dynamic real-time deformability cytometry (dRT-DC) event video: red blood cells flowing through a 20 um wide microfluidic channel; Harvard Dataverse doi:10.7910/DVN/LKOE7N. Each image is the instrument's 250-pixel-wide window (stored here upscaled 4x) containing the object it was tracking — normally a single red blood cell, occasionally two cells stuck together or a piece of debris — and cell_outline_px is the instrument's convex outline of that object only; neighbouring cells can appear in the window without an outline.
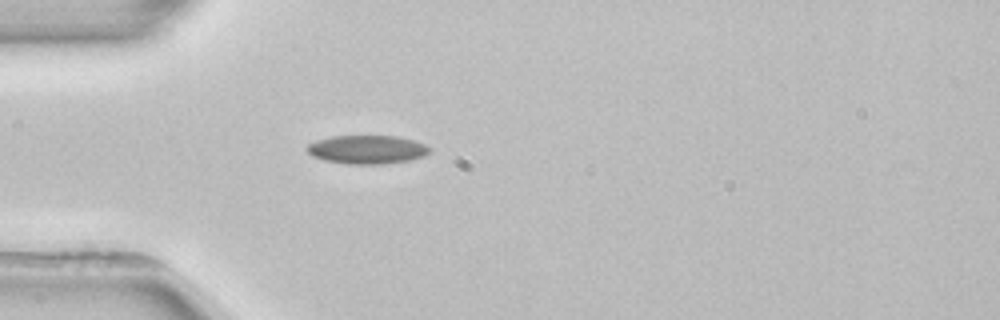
{"species": "common noctule bat (a hibernating species)", "species_latin": "Nyctalus noctula", "temperature_condition": "room temperature", "stored_images_in_passage": 1, "camera_frame_rate_fps": 3000, "um_per_image_px": 0.085, "animal": {"sex": "female", "body_mass_g": 22.7, "forearm_length_mm": 54.2}, "frame": {"image": 1, "passage_image": 1, "time_ms": 0.0, "image_size_px": [1000, 320], "cell_outline_px": [[432, 148], [424, 156], [408, 160], [384, 164], [348, 164], [324, 160], [312, 156], [304, 148], [308, 144], [316, 140], [332, 136], [396, 136], [412, 140], [424, 144]], "centroid_in_image_um": [31.16, 12.71], "position_along_channel_um": 53.8, "area_um2": 20.4}}